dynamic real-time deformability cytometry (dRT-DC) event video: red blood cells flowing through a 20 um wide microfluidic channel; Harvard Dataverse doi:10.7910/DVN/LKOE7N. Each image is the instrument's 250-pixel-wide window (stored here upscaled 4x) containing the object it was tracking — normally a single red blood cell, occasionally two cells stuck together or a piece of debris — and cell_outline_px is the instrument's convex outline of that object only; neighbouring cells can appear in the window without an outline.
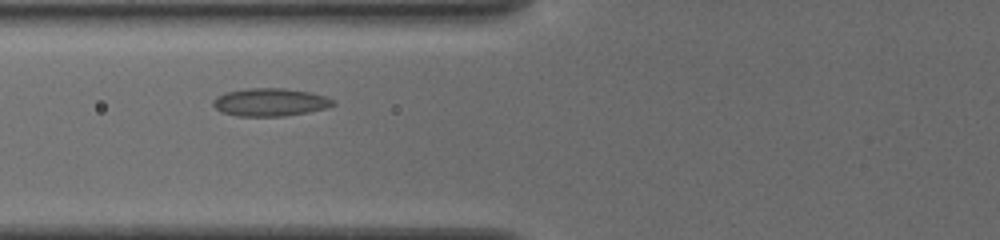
{"species": "common noctule bat (a hibernating species)", "species_latin": "Nyctalus noctula", "temperature_condition": "cold", "stored_images_in_passage": 37, "camera_frame_rate_fps": 3000, "um_per_image_px": 0.085, "animal": {"sex": "female", "body_mass_g": 19.5, "forearm_length_mm": 54.1}, "frame": {"image": 1, "passage_image": 5, "time_ms": 1.333, "image_size_px": [1000, 240], "cell_outline_px": [[336, 104], [328, 108], [308, 112], [284, 116], [236, 116], [220, 112], [212, 104], [212, 100], [216, 96], [224, 92], [248, 88], [284, 88], [312, 92], [336, 100]], "centroid_in_image_um": [22.96, 8.68], "position_along_channel_um": 102.8, "area_um2": 19.83}}
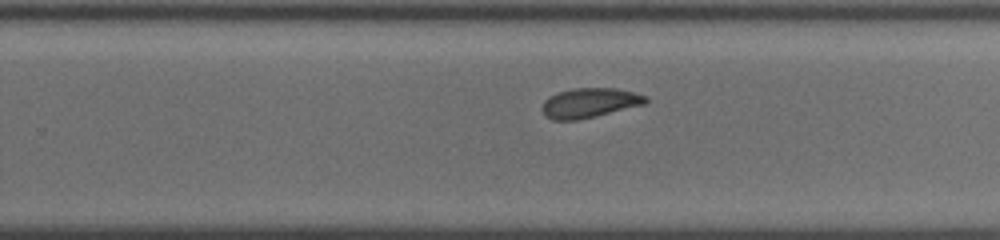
{"frame": {"image": 2, "passage_image": 19, "time_ms": 6.0, "image_size_px": [1000, 240], "cell_outline_px": [[648, 100], [644, 104], [576, 120], [552, 120], [544, 116], [544, 100], [548, 96], [556, 92], [572, 88], [616, 88], [648, 96]], "centroid_in_image_um": [50.08, 8.73], "position_along_channel_um": 279.7, "area_um2": 17.69}}
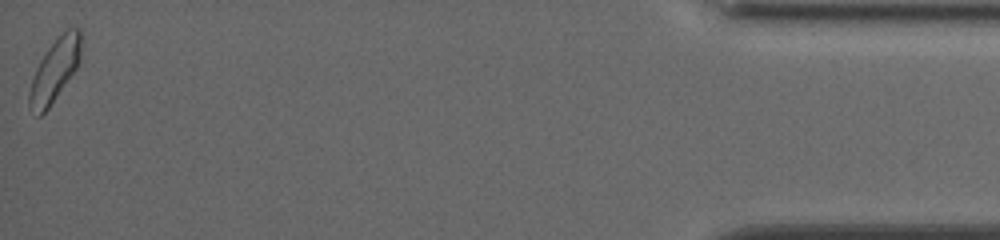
{"frame": {"image": 3, "passage_image": 37, "time_ms": 12.0, "image_size_px": [1000, 240], "cell_outline_px": [[80, 60], [76, 68], [48, 108], [40, 116], [36, 116], [28, 108], [28, 92], [36, 68], [40, 60], [48, 48], [68, 28], [80, 28]], "centroid_in_image_um": [4.61, 6.02], "position_along_channel_um": 430.6, "area_um2": 18.44}, "authors_computed_cell_mechanics": {"area_um2": 18.207, "velocity_mm_per_s": 3.7918, "shape_relaxation_time_tau1_ms": null, "shape_relaxation_time_tau2_ms": 2.9276, "deformation_change_tau1": null, "deformation_change_tau2": 0.0616}}